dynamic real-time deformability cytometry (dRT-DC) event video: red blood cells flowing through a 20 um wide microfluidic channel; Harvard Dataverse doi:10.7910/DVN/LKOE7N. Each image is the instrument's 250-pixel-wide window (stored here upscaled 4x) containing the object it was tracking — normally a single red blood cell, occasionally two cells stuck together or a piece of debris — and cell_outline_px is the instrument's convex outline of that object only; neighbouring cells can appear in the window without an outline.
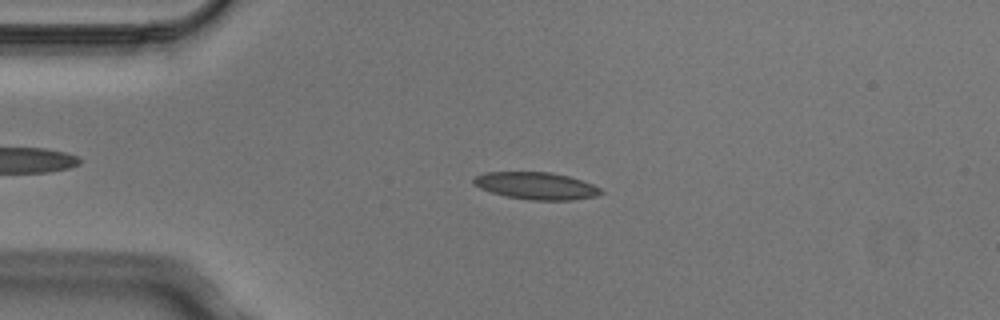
{"species": "Egyptian fruit bat (a non-hibernating species)", "species_latin": "Rousettus aegyptiacus", "temperature_condition": "cold", "stored_images_in_passage": 8, "camera_frame_rate_fps": 3000, "um_per_image_px": 0.085, "animal": {"sex": "male"}, "frame": {"image": 1, "passage_image": 3, "time_ms": 0.667, "image_size_px": [1000, 320], "cell_outline_px": [[604, 192], [596, 196], [572, 200], [532, 200], [508, 196], [492, 192], [480, 188], [472, 180], [476, 176], [484, 172], [552, 172], [568, 176], [592, 184], [600, 188]], "centroid_in_image_um": [45.6, 15.79], "position_along_channel_um": 39.4, "area_um2": 19.94}}
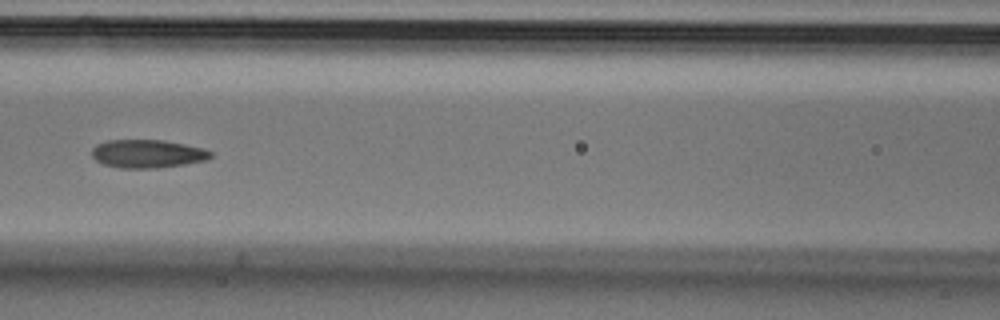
{"frame": {"image": 2, "passage_image": 6, "time_ms": 1.667, "image_size_px": [1000, 320], "cell_outline_px": [[212, 156], [208, 160], [184, 164], [156, 168], [120, 168], [104, 164], [96, 160], [92, 156], [92, 148], [96, 144], [108, 140], [164, 140], [204, 148], [212, 152]], "centroid_in_image_um": [12.55, 13.06], "position_along_channel_um": 154.1, "area_um2": 19.59}}
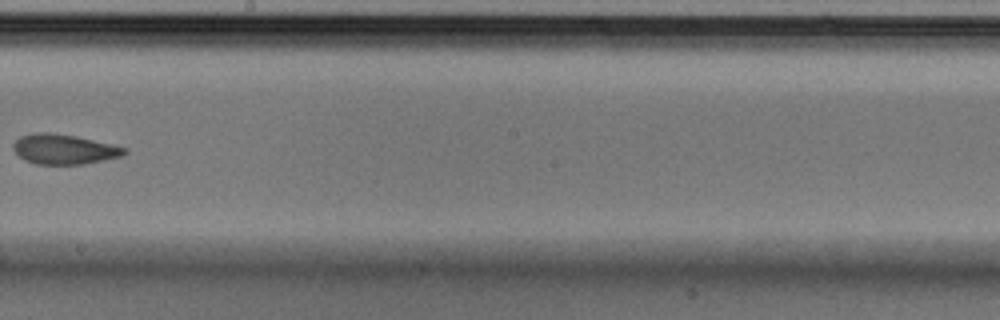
{"frame": {"image": 3, "passage_image": 8, "time_ms": 2.333, "image_size_px": [1000, 320], "cell_outline_px": [[128, 152], [124, 156], [84, 164], [36, 164], [24, 160], [12, 148], [12, 144], [20, 136], [36, 132], [48, 132], [76, 136], [112, 144], [128, 148]], "centroid_in_image_um": [5.47, 12.68], "position_along_channel_um": 242.7, "area_um2": 19.54}}